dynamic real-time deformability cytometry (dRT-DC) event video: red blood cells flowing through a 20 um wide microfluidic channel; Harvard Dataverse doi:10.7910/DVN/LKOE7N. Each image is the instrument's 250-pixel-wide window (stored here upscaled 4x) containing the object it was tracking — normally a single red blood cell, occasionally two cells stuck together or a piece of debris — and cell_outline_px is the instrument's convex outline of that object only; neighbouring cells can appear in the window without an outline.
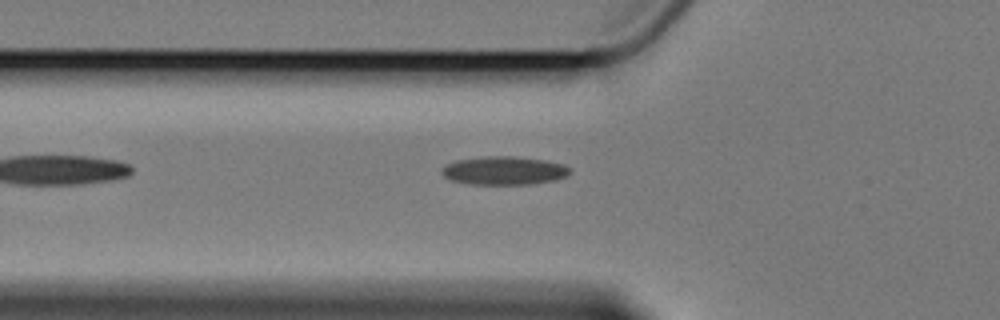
{"species": "Egyptian fruit bat (a non-hibernating species)", "species_latin": "Rousettus aegyptiacus", "temperature_condition": "cold", "stored_images_in_passage": 15, "camera_frame_rate_fps": 3000, "um_per_image_px": 0.085, "animal": {"sex": "female"}, "frame": {"image": 1, "passage_image": 5, "time_ms": 5.667, "image_size_px": [1000, 320], "cell_outline_px": [[572, 172], [568, 176], [556, 180], [532, 184], [472, 184], [452, 180], [444, 176], [440, 172], [448, 164], [456, 160], [484, 156], [512, 156], [544, 160], [564, 164], [572, 168]], "centroid_in_image_um": [42.92, 14.5], "position_along_channel_um": 82.9, "area_um2": 21.27}}
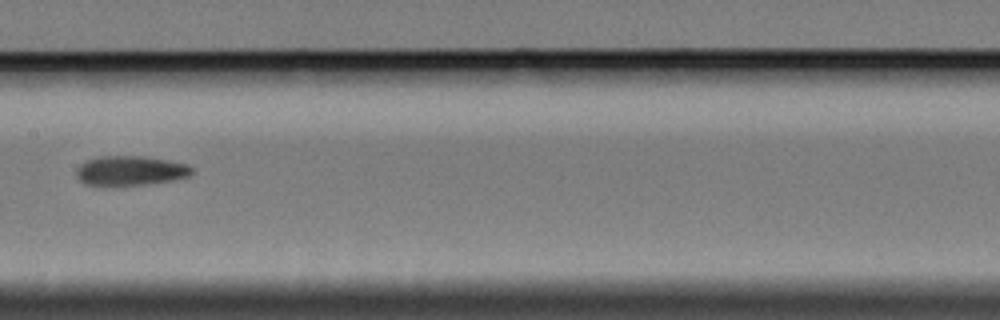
{"frame": {"image": 2, "passage_image": 8, "time_ms": 9.0, "image_size_px": [1000, 320], "cell_outline_px": [[192, 172], [188, 176], [176, 180], [148, 184], [88, 184], [80, 180], [76, 176], [76, 168], [80, 164], [88, 160], [100, 156], [144, 156], [168, 160], [188, 164], [192, 168]], "centroid_in_image_um": [11.12, 14.49], "position_along_channel_um": 196.3, "area_um2": 19.65}}
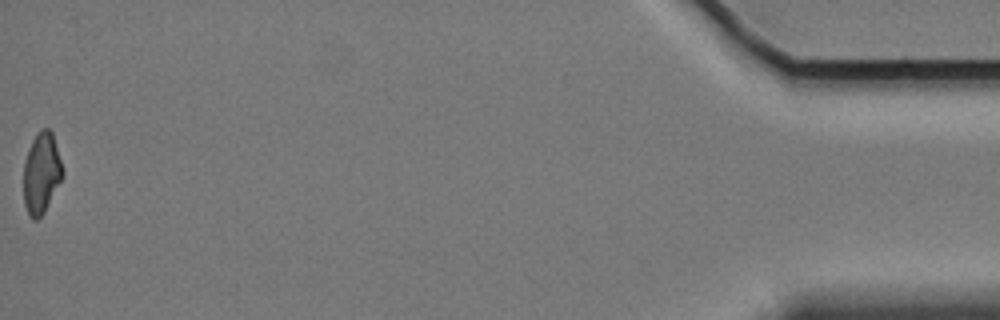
{"frame": {"image": 3, "passage_image": 15, "time_ms": 18.667, "image_size_px": [1000, 320], "cell_outline_px": [[64, 176], [44, 212], [36, 220], [32, 220], [28, 216], [24, 204], [24, 164], [32, 140], [40, 128], [48, 128], [52, 132], [64, 168]], "centroid_in_image_um": [3.54, 14.72], "position_along_channel_um": 431.7, "area_um2": 18.55}, "authors_computed_cell_mechanics": {"area_um2": 20.6346, "velocity_mm_per_s": 3.3558, "shape_relaxation_time_tau1_ms": 6.4785, "shape_relaxation_time_tau2_ms": null, "deformation_change_tau1": 0.154, "deformation_change_tau2": null}}